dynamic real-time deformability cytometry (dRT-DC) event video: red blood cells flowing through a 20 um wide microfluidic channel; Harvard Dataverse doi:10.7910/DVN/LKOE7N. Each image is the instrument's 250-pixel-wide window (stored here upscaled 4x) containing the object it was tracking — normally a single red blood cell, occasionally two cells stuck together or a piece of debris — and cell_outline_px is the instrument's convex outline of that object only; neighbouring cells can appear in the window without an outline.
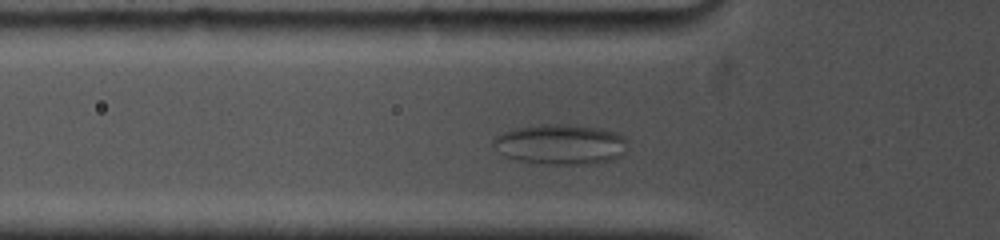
{"species": "common noctule bat (a hibernating species)", "species_latin": "Nyctalus noctula", "temperature_condition": "cold", "stored_images_in_passage": 31, "camera_frame_rate_fps": 5000, "um_per_image_px": 0.085, "animal": {"sex": "female", "body_mass_g": 19.0, "forearm_length_mm": 53.3}, "frame": {"image": 1, "passage_image": 10, "time_ms": 2.8, "image_size_px": [1000, 240], "cell_outline_px": [[628, 140], [624, 152], [620, 156], [612, 160], [584, 164], [548, 164], [520, 160], [504, 156], [492, 144], [492, 140], [496, 136], [504, 132], [516, 128], [540, 124], [580, 124], [604, 128], [616, 132], [624, 136]], "centroid_in_image_um": [47.69, 12.24], "position_along_channel_um": 78.1, "area_um2": 31.73}}
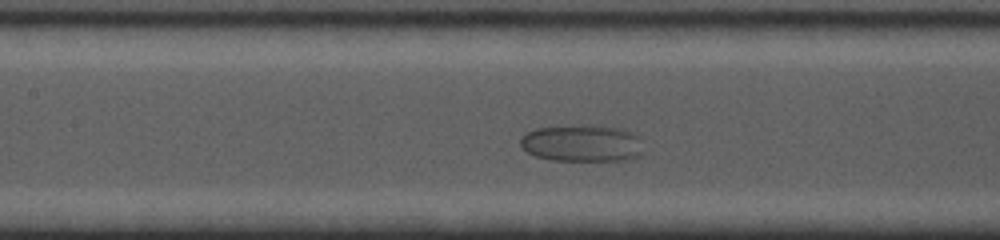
{"frame": {"image": 2, "passage_image": 19, "time_ms": 5.2, "image_size_px": [1000, 240], "cell_outline_px": [[644, 152], [640, 156], [628, 160], [552, 160], [536, 156], [528, 152], [520, 144], [520, 140], [524, 132], [536, 128], [592, 124], [600, 124], [624, 128], [632, 132], [636, 136]], "centroid_in_image_um": [49.49, 12.15], "position_along_channel_um": 157.9, "area_um2": 26.82}}
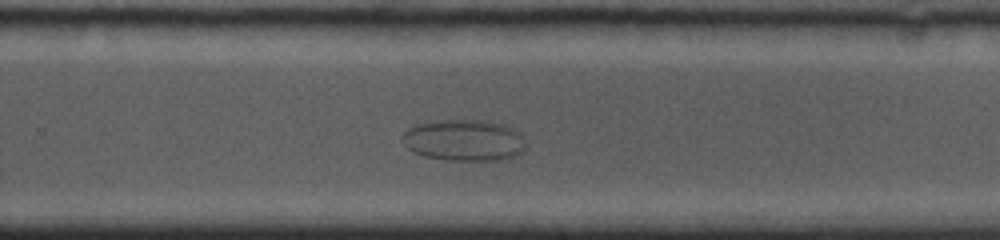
{"frame": {"image": 3, "passage_image": 30, "time_ms": 9.2, "image_size_px": [1000, 240], "cell_outline_px": [[524, 152], [508, 160], [444, 160], [424, 156], [412, 152], [400, 140], [400, 136], [408, 128], [416, 124], [444, 120], [480, 120], [500, 124], [512, 128], [520, 136], [524, 144]], "centroid_in_image_um": [39.39, 11.94], "position_along_channel_um": 290.4, "area_um2": 29.82}}